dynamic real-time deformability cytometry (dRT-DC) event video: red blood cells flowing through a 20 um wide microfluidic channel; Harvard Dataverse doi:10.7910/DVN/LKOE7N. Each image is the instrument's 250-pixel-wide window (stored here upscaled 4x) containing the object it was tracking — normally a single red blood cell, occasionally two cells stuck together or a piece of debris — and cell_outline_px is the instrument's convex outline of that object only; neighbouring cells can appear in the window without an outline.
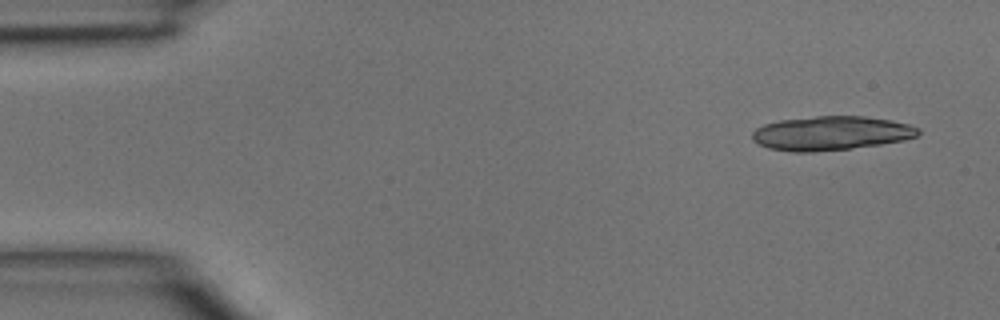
{"species": "common noctule bat (a hibernating species)", "species_latin": "Nyctalus noctula", "temperature_condition": "room temperature", "stored_images_in_passage": 4, "camera_frame_rate_fps": 3000, "um_per_image_px": 0.085, "animal": {"sex": "male", "body_mass_g": 15.6}, "frame": {"image": 1, "passage_image": 1, "time_ms": 0.0, "image_size_px": [1000, 320], "cell_outline_px": [[920, 132], [916, 136], [904, 140], [880, 144], [848, 148], [812, 152], [792, 152], [768, 148], [752, 140], [752, 132], [756, 128], [764, 124], [780, 120], [816, 116], [864, 116], [892, 120], [908, 124], [920, 128]], "centroid_in_image_um": [70.63, 11.32], "position_along_channel_um": 14.4, "area_um2": 32.89}}